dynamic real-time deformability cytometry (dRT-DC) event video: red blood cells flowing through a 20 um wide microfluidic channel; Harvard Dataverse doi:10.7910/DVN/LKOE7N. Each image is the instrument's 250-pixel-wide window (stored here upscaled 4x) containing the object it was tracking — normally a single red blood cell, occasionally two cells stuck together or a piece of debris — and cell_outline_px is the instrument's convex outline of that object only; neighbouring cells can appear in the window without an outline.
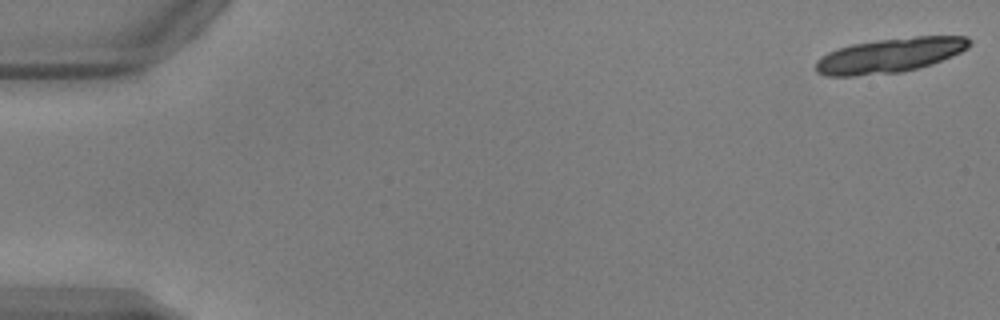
{"species": "common noctule bat (a hibernating species)", "species_latin": "Nyctalus noctula", "temperature_condition": "warm", "stored_images_in_passage": 16, "camera_frame_rate_fps": 3000, "um_per_image_px": 0.085, "animal": {"sex": "male", "body_mass_g": 17.9, "forearm_length_mm": 54.2}, "frame": {"image": 1, "passage_image": 1, "time_ms": 0.0, "image_size_px": [1000, 320], "cell_outline_px": [[972, 44], [968, 48], [952, 56], [932, 64], [900, 72], [856, 76], [824, 76], [816, 72], [816, 60], [820, 56], [836, 48], [852, 44], [880, 40], [916, 36], [968, 36], [972, 40]], "centroid_in_image_um": [75.63, 4.7], "position_along_channel_um": 9.4, "area_um2": 31.1}}